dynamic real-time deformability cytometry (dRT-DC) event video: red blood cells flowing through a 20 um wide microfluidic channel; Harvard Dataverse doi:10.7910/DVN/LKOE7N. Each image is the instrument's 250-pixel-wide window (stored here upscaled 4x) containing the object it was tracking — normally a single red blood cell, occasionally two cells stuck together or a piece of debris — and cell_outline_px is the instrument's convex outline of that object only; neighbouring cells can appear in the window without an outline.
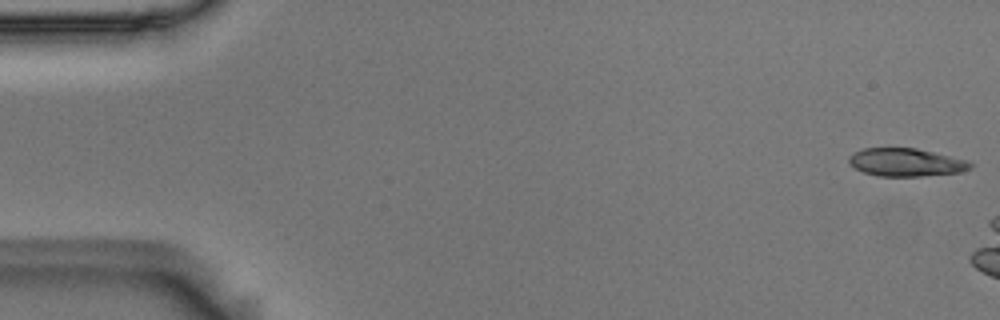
{"species": "Egyptian fruit bat (a non-hibernating species)", "species_latin": "Rousettus aegyptiacus", "temperature_condition": "room temperature", "stored_images_in_passage": 6, "camera_frame_rate_fps": 3000, "um_per_image_px": 0.085, "animal": {"sex": "male"}, "frame": {"image": 1, "passage_image": 1, "time_ms": 0.0, "image_size_px": [1000, 320], "cell_outline_px": [[972, 168], [960, 172], [920, 176], [880, 176], [864, 172], [848, 164], [848, 156], [852, 152], [864, 148], [916, 148], [968, 160], [972, 164]], "centroid_in_image_um": [76.98, 13.79], "position_along_channel_um": 8.0, "area_um2": 19.83}}